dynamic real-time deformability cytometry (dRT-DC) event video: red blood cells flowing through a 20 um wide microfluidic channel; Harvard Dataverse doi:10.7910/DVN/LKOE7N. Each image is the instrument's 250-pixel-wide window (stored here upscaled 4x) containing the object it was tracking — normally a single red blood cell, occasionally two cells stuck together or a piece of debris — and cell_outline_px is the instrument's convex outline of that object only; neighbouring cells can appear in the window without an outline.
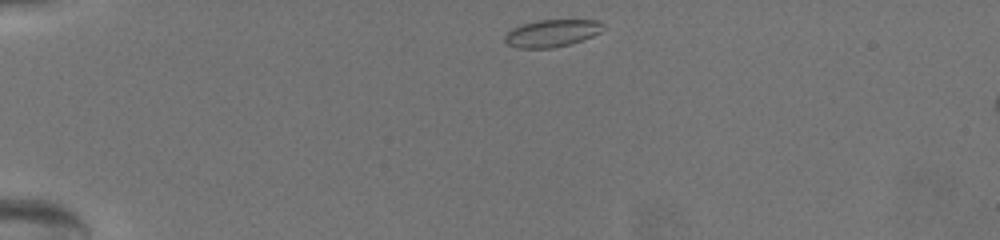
{"species": "common noctule bat (a hibernating species)", "species_latin": "Nyctalus noctula", "temperature_condition": "warm", "stored_images_in_passage": 52, "camera_frame_rate_fps": 3000, "um_per_image_px": 0.085, "animal": {"sex": "female", "body_mass_g": 19.5, "forearm_length_mm": 54.1}, "frame": {"image": 1, "passage_image": 1, "time_ms": 0.0, "image_size_px": [1000, 240], "cell_outline_px": [[604, 24], [600, 32], [592, 36], [568, 44], [552, 48], [516, 48], [508, 44], [504, 40], [504, 36], [512, 28], [520, 24], [536, 20], [596, 20]], "centroid_in_image_um": [46.86, 2.81], "position_along_channel_um": 38.1, "area_um2": 15.55}}
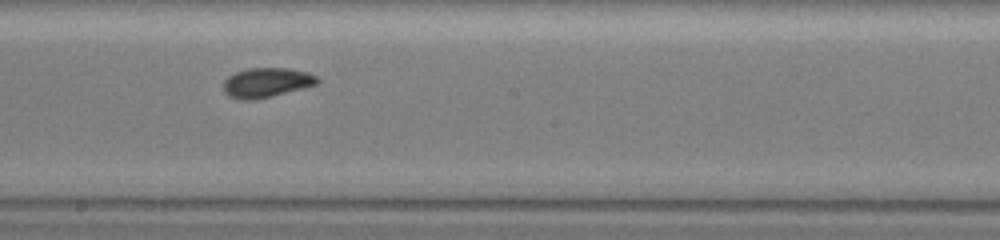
{"frame": {"image": 2, "passage_image": 25, "time_ms": 8.0, "image_size_px": [1000, 240], "cell_outline_px": [[320, 80], [316, 84], [272, 96], [252, 100], [240, 100], [228, 96], [224, 92], [224, 80], [228, 76], [236, 72], [248, 68], [288, 68], [308, 72], [316, 76]], "centroid_in_image_um": [22.62, 7.02], "position_along_channel_um": 225.6, "area_um2": 16.13}}
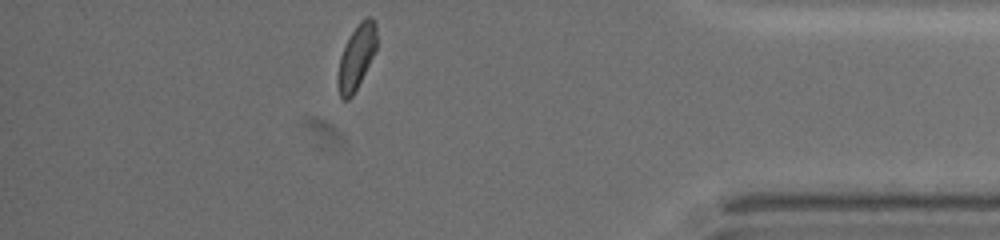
{"frame": {"image": 3, "passage_image": 45, "time_ms": 14.667, "image_size_px": [1000, 240], "cell_outline_px": [[376, 48], [352, 96], [348, 100], [344, 100], [340, 96], [336, 84], [336, 76], [340, 56], [352, 32], [360, 20], [364, 16], [372, 16], [376, 20]], "centroid_in_image_um": [30.28, 4.82], "position_along_channel_um": 404.9, "area_um2": 14.45}, "authors_computed_cell_mechanics": {"area_um2": 15.5482, "velocity_mm_per_s": 3.1437, "shape_relaxation_time_tau1_ms": 5.3078, "shape_relaxation_time_tau2_ms": 4.4529, "deformation_change_tau1": 0.1386, "deformation_change_tau2": 0.0799}}